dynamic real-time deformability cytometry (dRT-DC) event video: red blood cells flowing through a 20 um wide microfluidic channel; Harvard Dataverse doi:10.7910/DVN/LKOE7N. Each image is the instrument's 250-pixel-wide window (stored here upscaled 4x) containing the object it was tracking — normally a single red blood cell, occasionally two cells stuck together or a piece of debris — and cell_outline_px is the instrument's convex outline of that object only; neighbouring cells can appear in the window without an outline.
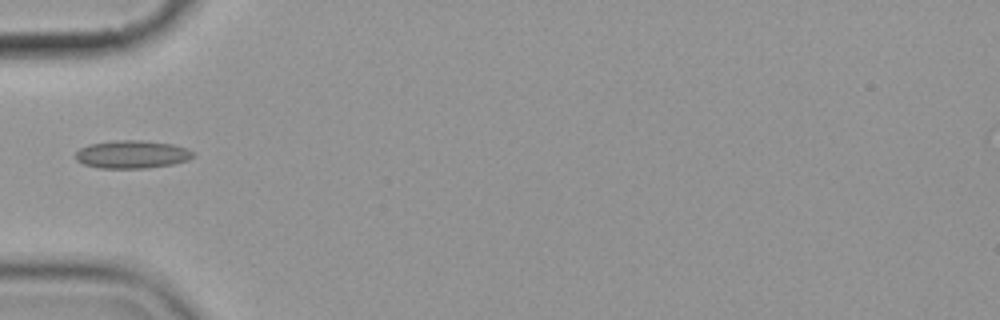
{"species": "common noctule bat (a hibernating species)", "species_latin": "Nyctalus noctula", "temperature_condition": "cold", "stored_images_in_passage": 1, "camera_frame_rate_fps": 3000, "um_per_image_px": 0.085, "animal": {"sex": "female", "body_mass_g": 19.9}, "frame": {"image": 1, "passage_image": 1, "time_ms": 0.0, "image_size_px": [1000, 320], "cell_outline_px": [[196, 156], [188, 160], [172, 164], [144, 168], [100, 168], [84, 164], [76, 160], [76, 152], [80, 148], [88, 144], [116, 140], [144, 140], [172, 144], [188, 148], [196, 152]], "centroid_in_image_um": [11.26, 13.11], "position_along_channel_um": 73.7, "area_um2": 19.31}}